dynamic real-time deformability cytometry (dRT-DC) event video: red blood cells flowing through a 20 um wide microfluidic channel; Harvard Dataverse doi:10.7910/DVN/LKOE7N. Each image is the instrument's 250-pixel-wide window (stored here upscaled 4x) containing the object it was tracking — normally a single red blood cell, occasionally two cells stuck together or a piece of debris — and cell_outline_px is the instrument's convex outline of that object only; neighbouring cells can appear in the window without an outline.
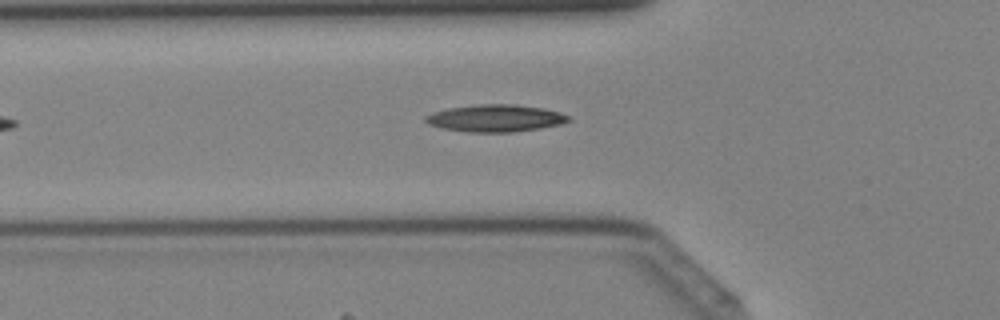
{"species": "Egyptian fruit bat (a non-hibernating species)", "species_latin": "Rousettus aegyptiacus", "temperature_condition": "cold", "stored_images_in_passage": 34, "camera_frame_rate_fps": 3000, "um_per_image_px": 0.085, "animal": {"sex": "female"}, "frame": {"image": 1, "passage_image": 7, "time_ms": 2.0, "image_size_px": [1000, 320], "cell_outline_px": [[572, 120], [560, 124], [540, 128], [512, 132], [464, 132], [440, 128], [428, 124], [424, 120], [424, 116], [432, 112], [448, 108], [476, 104], [516, 104], [544, 108], [560, 112], [572, 116]], "centroid_in_image_um": [42.1, 10.04], "position_along_channel_um": 83.7, "area_um2": 23.0}}
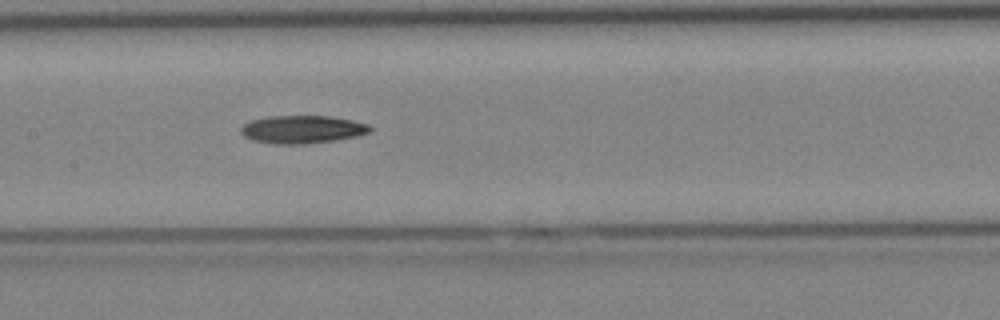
{"frame": {"image": 2, "passage_image": 13, "time_ms": 4.0, "image_size_px": [1000, 320], "cell_outline_px": [[372, 132], [356, 136], [332, 140], [304, 144], [276, 144], [252, 140], [244, 136], [240, 132], [240, 128], [244, 124], [252, 120], [268, 116], [328, 116], [352, 120], [368, 124], [372, 128]], "centroid_in_image_um": [25.68, 10.99], "position_along_channel_um": 181.7, "area_um2": 20.92}}
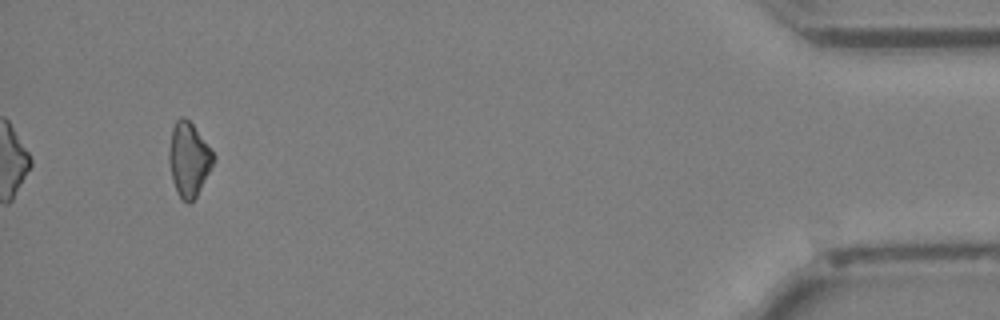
{"frame": {"image": 3, "passage_image": 32, "time_ms": 10.333, "image_size_px": [1000, 320], "cell_outline_px": [[216, 160], [196, 196], [188, 204], [180, 200], [176, 192], [172, 180], [168, 160], [168, 152], [172, 128], [176, 120], [180, 116], [184, 116], [192, 124], [212, 148], [216, 156]], "centroid_in_image_um": [16.05, 13.55], "position_along_channel_um": 419.2, "area_um2": 19.54}}